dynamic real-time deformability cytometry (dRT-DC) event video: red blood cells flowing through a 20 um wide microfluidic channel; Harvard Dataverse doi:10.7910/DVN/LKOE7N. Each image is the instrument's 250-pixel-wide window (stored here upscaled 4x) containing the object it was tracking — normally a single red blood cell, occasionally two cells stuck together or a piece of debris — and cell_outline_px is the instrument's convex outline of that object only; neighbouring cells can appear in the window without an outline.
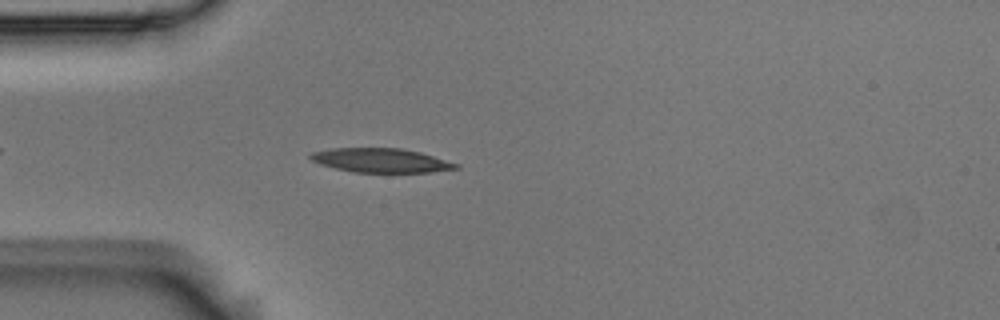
{"species": "Egyptian fruit bat (a non-hibernating species)", "species_latin": "Rousettus aegyptiacus", "temperature_condition": "room temperature", "stored_images_in_passage": 2, "camera_frame_rate_fps": 3000, "um_per_image_px": 0.085, "animal": {"sex": "male"}, "frame": {"image": 1, "passage_image": 2, "time_ms": 0.333, "image_size_px": [1000, 320], "cell_outline_px": [[460, 168], [428, 172], [352, 172], [320, 164], [312, 160], [308, 156], [312, 152], [332, 148], [400, 148], [420, 152], [460, 164]], "centroid_in_image_um": [32.38, 13.63], "position_along_channel_um": 52.6, "area_um2": 20.35}}